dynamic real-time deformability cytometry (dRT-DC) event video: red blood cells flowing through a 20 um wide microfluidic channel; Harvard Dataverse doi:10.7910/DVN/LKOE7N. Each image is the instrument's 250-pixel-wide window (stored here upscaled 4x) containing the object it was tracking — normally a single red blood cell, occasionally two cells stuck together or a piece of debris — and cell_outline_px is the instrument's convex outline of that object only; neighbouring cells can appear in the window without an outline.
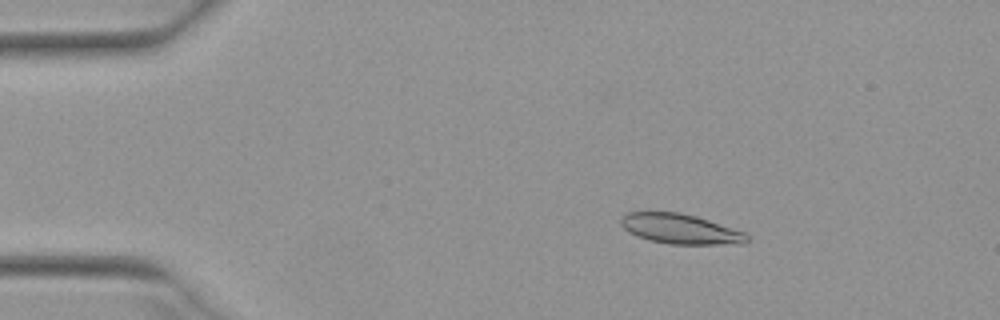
{"species": "Egyptian fruit bat (a non-hibernating species)", "species_latin": "Rousettus aegyptiacus", "temperature_condition": "warm", "stored_images_in_passage": 52, "camera_frame_rate_fps": 3000, "um_per_image_px": 0.085, "animal": {"sex": "female"}, "frame": {"image": 1, "passage_image": 9, "time_ms": 2.667, "image_size_px": [1000, 320], "cell_outline_px": [[752, 240], [744, 244], [668, 244], [648, 240], [636, 236], [628, 232], [620, 224], [620, 216], [628, 212], [680, 212], [696, 216], [744, 232]], "centroid_in_image_um": [57.81, 19.47], "position_along_channel_um": 27.2, "area_um2": 22.2}}
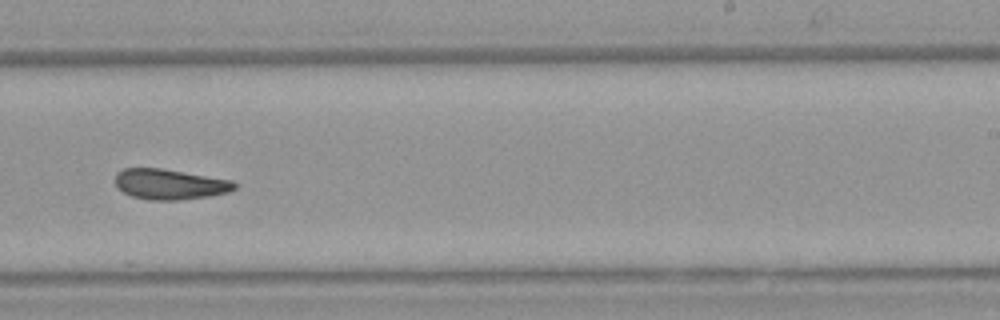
{"frame": {"image": 2, "passage_image": 33, "time_ms": 10.667, "image_size_px": [1000, 320], "cell_outline_px": [[236, 188], [228, 192], [208, 196], [180, 200], [148, 200], [132, 196], [124, 192], [116, 184], [116, 172], [124, 168], [160, 168], [232, 180], [236, 184]], "centroid_in_image_um": [14.43, 15.66], "position_along_channel_um": 274.6, "area_um2": 20.98}}
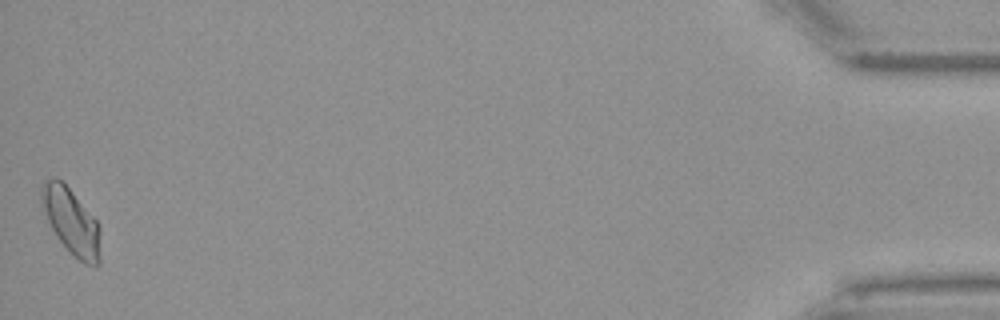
{"frame": {"image": 3, "passage_image": 52, "time_ms": 17.0, "image_size_px": [1000, 320], "cell_outline_px": [[100, 264], [84, 264], [56, 236], [40, 204], [40, 188], [44, 180], [56, 176], [72, 192], [100, 224]], "centroid_in_image_um": [6.04, 18.78], "position_along_channel_um": 429.2, "area_um2": 22.43}, "authors_computed_cell_mechanics": {"area_um2": 21.7617, "velocity_mm_per_s": 3.9372, "shape_relaxation_time_tau1_ms": 3.6524, "shape_relaxation_time_tau2_ms": 3.6876, "deformation_change_tau1": 0.1316, "deformation_change_tau2": 0.1196}}